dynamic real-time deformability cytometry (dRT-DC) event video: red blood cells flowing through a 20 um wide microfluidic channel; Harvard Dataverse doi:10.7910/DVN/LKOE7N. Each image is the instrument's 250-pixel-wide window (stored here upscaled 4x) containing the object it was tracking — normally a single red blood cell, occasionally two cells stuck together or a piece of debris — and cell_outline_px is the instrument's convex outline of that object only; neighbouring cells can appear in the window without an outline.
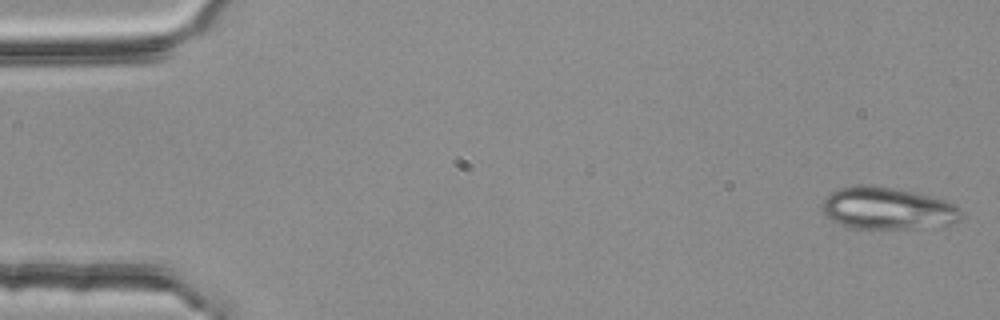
{"species": "common noctule bat (a hibernating species)", "species_latin": "Nyctalus noctula", "temperature_condition": "room temperature", "stored_images_in_passage": 4, "segment_of_instrument_passage": [2, 2], "camera_frame_rate_fps": 3000, "um_per_image_px": 0.085, "animal": {"sex": "female", "body_mass_g": 25.1}, "frame": {"image": 1, "passage_image": 4, "time_ms": 1.0, "image_size_px": [1000, 320], "cell_outline_px": [[960, 216], [952, 224], [912, 228], [852, 228], [840, 224], [832, 220], [824, 212], [824, 200], [832, 192], [840, 188], [860, 184], [892, 188], [912, 192], [944, 200], [956, 204], [960, 208]], "centroid_in_image_um": [75.44, 17.71], "position_along_channel_um": 9.6, "area_um2": 33.35}}